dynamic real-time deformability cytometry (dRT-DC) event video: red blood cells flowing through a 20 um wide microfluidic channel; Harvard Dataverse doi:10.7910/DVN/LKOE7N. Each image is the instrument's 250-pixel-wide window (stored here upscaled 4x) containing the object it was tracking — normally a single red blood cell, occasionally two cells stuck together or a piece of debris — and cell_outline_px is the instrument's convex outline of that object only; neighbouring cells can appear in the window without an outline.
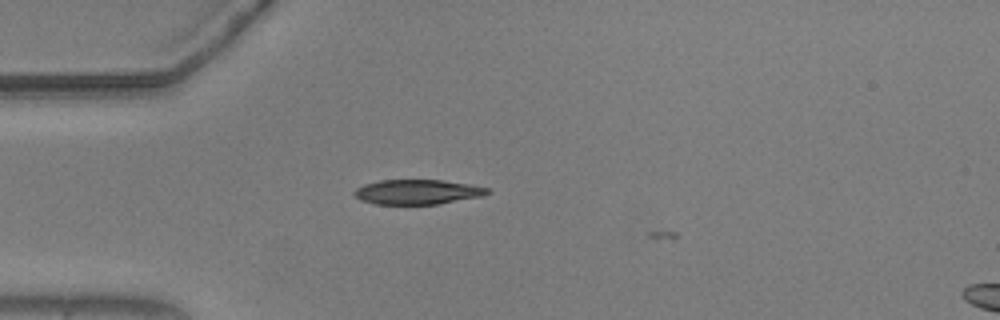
{"species": "common noctule bat (a hibernating species)", "species_latin": "Nyctalus noctula", "temperature_condition": "warm", "stored_images_in_passage": 3, "camera_frame_rate_fps": 3000, "um_per_image_px": 0.085, "animal": {"sex": "male", "body_mass_g": 20.5, "forearm_length_mm": 52.5}, "frame": {"image": 1, "passage_image": 2, "time_ms": 0.333, "image_size_px": [1000, 320], "cell_outline_px": [[492, 192], [484, 196], [440, 204], [376, 204], [360, 200], [352, 192], [356, 188], [364, 184], [380, 180], [444, 180], [492, 188]], "centroid_in_image_um": [35.54, 16.31], "position_along_channel_um": 49.5, "area_um2": 19.48}}